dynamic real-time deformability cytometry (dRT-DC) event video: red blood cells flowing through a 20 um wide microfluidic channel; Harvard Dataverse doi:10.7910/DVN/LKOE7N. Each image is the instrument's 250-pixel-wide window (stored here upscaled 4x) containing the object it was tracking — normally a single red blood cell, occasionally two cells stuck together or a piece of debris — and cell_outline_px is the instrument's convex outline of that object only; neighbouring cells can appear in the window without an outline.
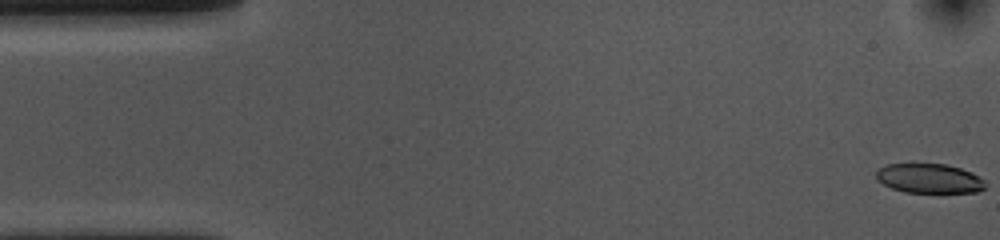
{"species": "common noctule bat (a hibernating species)", "species_latin": "Nyctalus noctula", "temperature_condition": "cold", "stored_images_in_passage": 54, "camera_frame_rate_fps": 3000, "um_per_image_px": 0.085, "animal": {"sex": "female", "body_mass_g": 10.0, "forearm_length_mm": 53.1}, "frame": {"image": 1, "passage_image": 1, "time_ms": 0.0, "image_size_px": [1000, 240], "cell_outline_px": [[984, 188], [976, 192], [904, 192], [892, 188], [876, 180], [876, 172], [880, 168], [888, 164], [944, 164], [960, 168], [972, 172], [980, 176], [984, 180]], "centroid_in_image_um": [78.98, 15.16], "position_along_channel_um": 6.0, "area_um2": 18.61}}
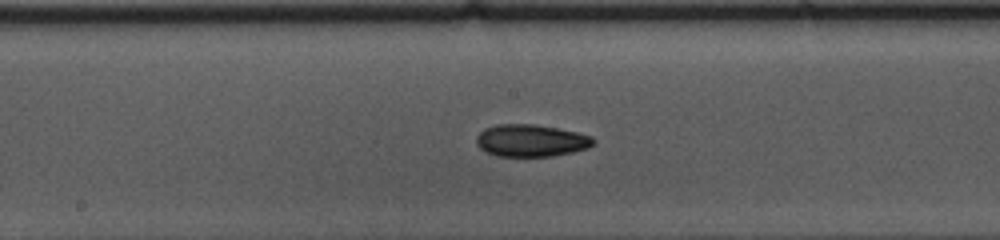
{"frame": {"image": 2, "passage_image": 27, "time_ms": 8.667, "image_size_px": [1000, 240], "cell_outline_px": [[596, 140], [588, 148], [572, 152], [552, 156], [496, 156], [480, 148], [476, 144], [476, 136], [484, 128], [496, 124], [536, 124], [576, 132], [592, 136]], "centroid_in_image_um": [45.12, 11.94], "position_along_channel_um": 203.1, "area_um2": 21.96}}
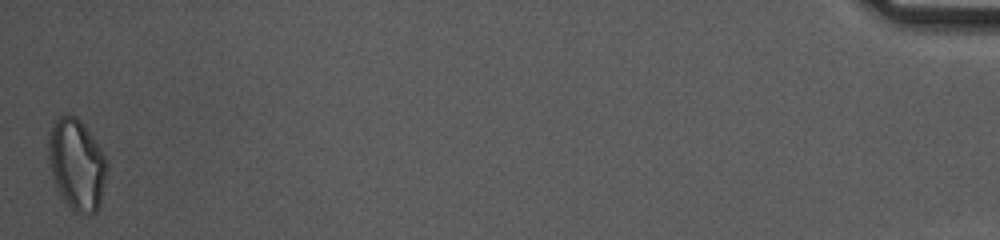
{"frame": {"image": 3, "passage_image": 54, "time_ms": 17.667, "image_size_px": [1000, 240], "cell_outline_px": [[108, 168], [100, 204], [96, 212], [80, 216], [72, 212], [64, 200], [52, 176], [48, 160], [48, 132], [52, 124], [60, 116], [76, 116], [80, 120], [92, 136], [108, 160]], "centroid_in_image_um": [6.53, 14.01], "position_along_channel_um": 428.7, "area_um2": 31.27}, "authors_computed_cell_mechanics": {"area_um2": 21.7039, "velocity_mm_per_s": 3.6316, "shape_relaxation_time_tau1_ms": 4.5006, "shape_relaxation_time_tau2_ms": null, "deformation_change_tau1": 0.1175, "deformation_change_tau2": null}}